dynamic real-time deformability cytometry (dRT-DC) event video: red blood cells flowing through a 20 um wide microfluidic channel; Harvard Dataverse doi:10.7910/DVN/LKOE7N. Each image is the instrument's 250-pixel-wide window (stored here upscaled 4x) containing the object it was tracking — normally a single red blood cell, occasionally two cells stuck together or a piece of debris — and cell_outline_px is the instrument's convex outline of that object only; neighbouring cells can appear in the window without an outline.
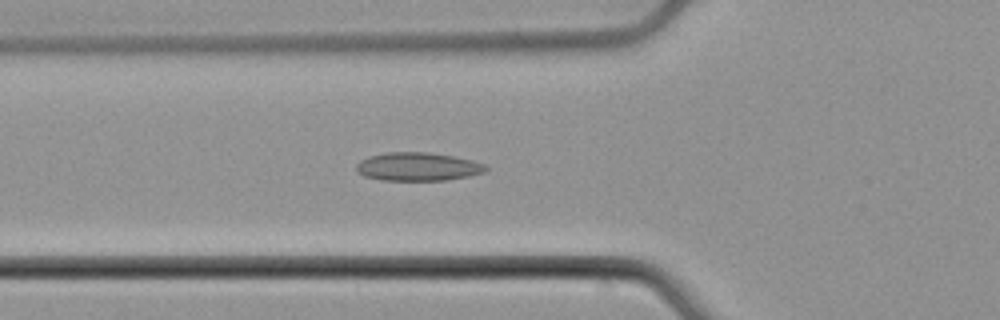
{"species": "common noctule bat (a hibernating species)", "species_latin": "Nyctalus noctula", "temperature_condition": "cold", "stored_images_in_passage": 55, "camera_frame_rate_fps": 3000, "um_per_image_px": 0.085, "animal": {"sex": "male", "body_mass_g": 21.5, "forearm_length_mm": 52.0}, "frame": {"image": 1, "passage_image": 20, "time_ms": 6.333, "image_size_px": [1000, 320], "cell_outline_px": [[488, 168], [484, 172], [468, 176], [444, 180], [380, 180], [364, 176], [356, 172], [356, 164], [360, 160], [368, 156], [388, 152], [428, 152], [456, 156], [472, 160], [484, 164]], "centroid_in_image_um": [35.48, 14.16], "position_along_channel_um": 90.3, "area_um2": 21.5}}
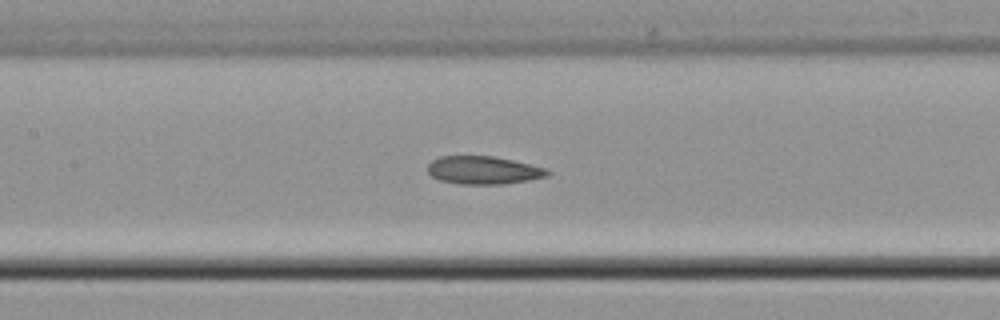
{"frame": {"image": 2, "passage_image": 26, "time_ms": 8.333, "image_size_px": [1000, 320], "cell_outline_px": [[552, 172], [548, 176], [528, 180], [504, 184], [460, 184], [440, 180], [432, 176], [428, 172], [428, 164], [432, 160], [440, 156], [492, 156], [532, 164], [548, 168]], "centroid_in_image_um": [41.13, 14.46], "position_along_channel_um": 166.3, "area_um2": 19.65}}
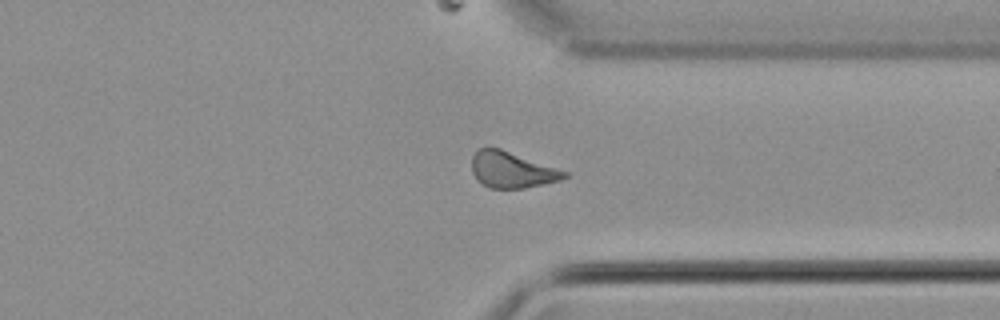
{"frame": {"image": 3, "passage_image": 42, "time_ms": 13.667, "image_size_px": [1000, 320], "cell_outline_px": [[568, 176], [560, 180], [524, 188], [488, 188], [476, 180], [472, 172], [472, 156], [480, 148], [500, 148], [568, 172]], "centroid_in_image_um": [43.48, 14.44], "position_along_channel_um": 367.9, "area_um2": 19.31}}